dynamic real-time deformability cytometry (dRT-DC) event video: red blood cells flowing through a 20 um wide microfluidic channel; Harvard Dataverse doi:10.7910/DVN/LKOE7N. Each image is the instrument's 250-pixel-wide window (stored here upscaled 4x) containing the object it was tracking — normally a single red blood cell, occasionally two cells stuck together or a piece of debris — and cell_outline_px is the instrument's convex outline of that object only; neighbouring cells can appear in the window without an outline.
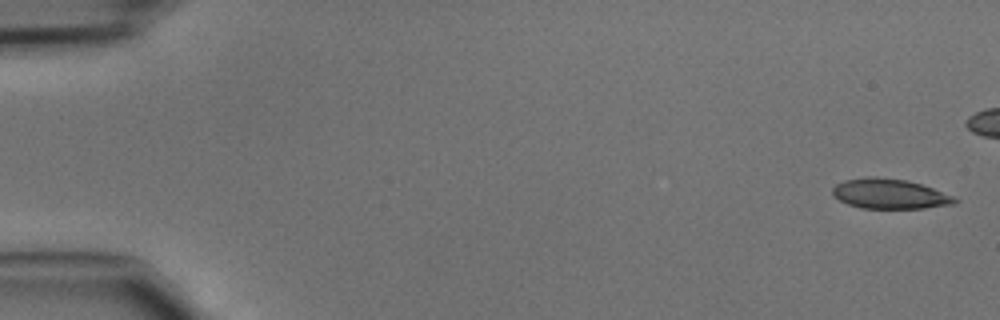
{"species": "common noctule bat (a hibernating species)", "species_latin": "Nyctalus noctula", "temperature_condition": "cold", "stored_images_in_passage": 40, "camera_frame_rate_fps": 3000, "um_per_image_px": 0.085, "animal": {"sex": "male", "body_mass_g": 15.6}, "frame": {"image": 1, "passage_image": 1, "time_ms": 0.0, "image_size_px": [1000, 320], "cell_outline_px": [[960, 200], [956, 204], [924, 208], [860, 208], [848, 204], [840, 200], [832, 192], [832, 188], [836, 184], [844, 180], [868, 176], [876, 176], [904, 180], [920, 184], [956, 196]], "centroid_in_image_um": [75.66, 16.48], "position_along_channel_um": 9.3, "area_um2": 21.39}}
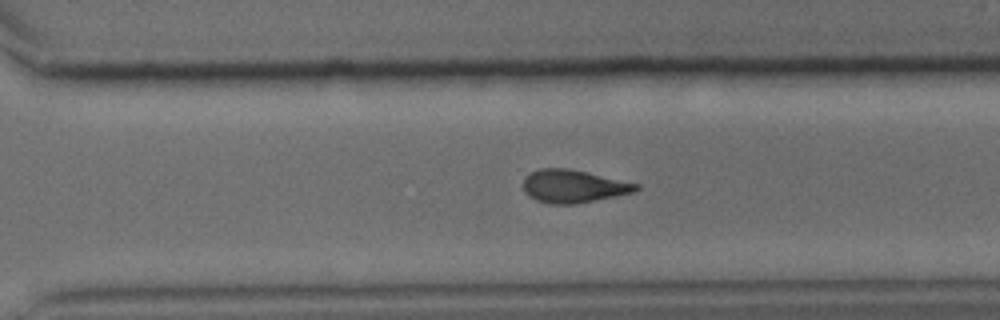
{"frame": {"image": 2, "passage_image": 32, "time_ms": 10.333, "image_size_px": [1000, 320], "cell_outline_px": [[640, 188], [632, 192], [576, 204], [548, 204], [536, 200], [528, 196], [524, 192], [524, 176], [528, 172], [540, 168], [568, 168], [640, 184]], "centroid_in_image_um": [48.68, 15.82], "position_along_channel_um": 321.9, "area_um2": 21.62}}
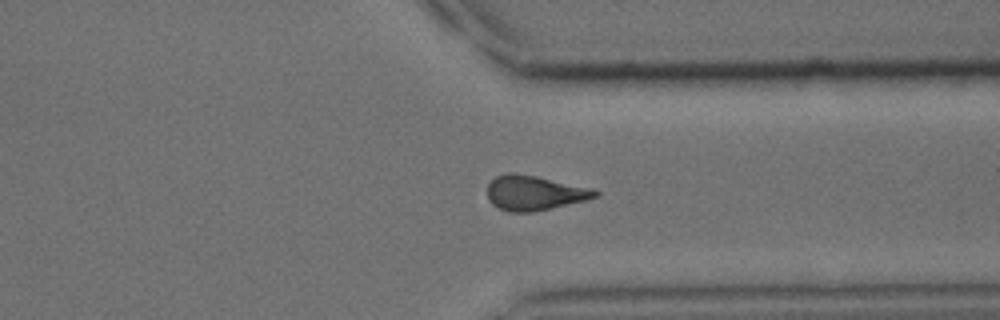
{"frame": {"image": 3, "passage_image": 35, "time_ms": 11.333, "image_size_px": [1000, 320], "cell_outline_px": [[600, 192], [596, 196], [584, 200], [552, 208], [532, 212], [508, 212], [492, 204], [488, 200], [488, 184], [496, 176], [508, 172], [516, 172], [536, 176], [592, 188]], "centroid_in_image_um": [45.39, 16.39], "position_along_channel_um": 366.0, "area_um2": 21.73}}